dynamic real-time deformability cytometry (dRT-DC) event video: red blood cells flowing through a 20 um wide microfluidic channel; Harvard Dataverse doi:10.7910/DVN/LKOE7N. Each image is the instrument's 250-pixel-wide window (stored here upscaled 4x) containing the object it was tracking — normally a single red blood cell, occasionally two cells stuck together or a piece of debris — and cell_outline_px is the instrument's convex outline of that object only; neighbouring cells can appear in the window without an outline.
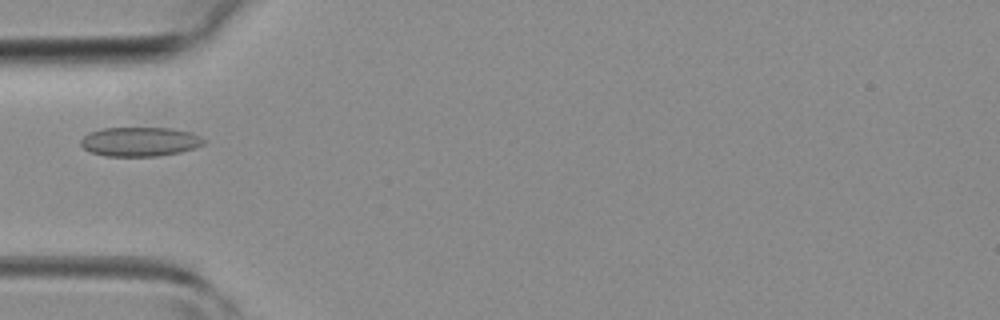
{"species": "common noctule bat (a hibernating species)", "species_latin": "Nyctalus noctula", "temperature_condition": "room temperature", "stored_images_in_passage": 6, "camera_frame_rate_fps": 3000, "um_per_image_px": 0.085, "animal": {"sex": "female", "body_mass_g": 19.3, "forearm_length_mm": 54.1}, "frame": {"image": 1, "passage_image": 5, "time_ms": 4.667, "image_size_px": [1000, 320], "cell_outline_px": [[208, 140], [204, 144], [180, 152], [156, 156], [104, 156], [92, 152], [84, 148], [80, 144], [80, 140], [84, 136], [92, 132], [104, 128], [172, 128], [192, 132]], "centroid_in_image_um": [11.93, 12.04], "position_along_channel_um": 73.1, "area_um2": 20.92}}
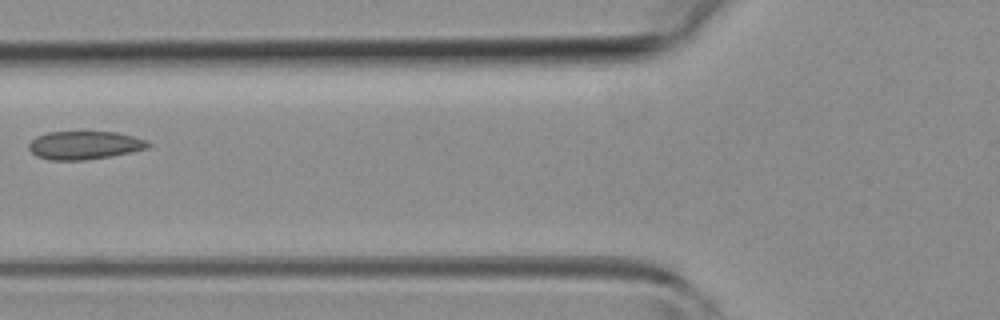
{"frame": {"image": 2, "passage_image": 6, "time_ms": 5.667, "image_size_px": [1000, 320], "cell_outline_px": [[152, 144], [148, 148], [112, 156], [84, 160], [52, 160], [36, 156], [28, 148], [28, 144], [36, 136], [48, 132], [116, 132], [132, 136], [144, 140]], "centroid_in_image_um": [7.16, 12.34], "position_along_channel_um": 118.6, "area_um2": 19.54}}